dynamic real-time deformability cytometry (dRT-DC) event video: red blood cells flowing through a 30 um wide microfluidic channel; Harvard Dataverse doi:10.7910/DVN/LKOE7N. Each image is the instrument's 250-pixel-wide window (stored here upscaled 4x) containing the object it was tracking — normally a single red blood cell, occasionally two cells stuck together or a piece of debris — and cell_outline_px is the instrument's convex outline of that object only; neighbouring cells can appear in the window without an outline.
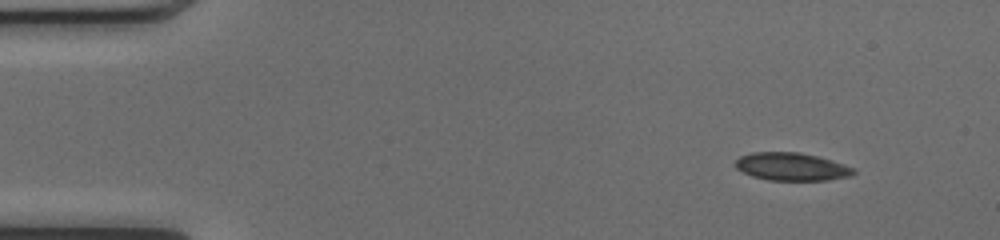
{"species": "common noctule bat (a hibernating species)", "species_latin": "Nyctalus noctula", "temperature_condition": "cold", "stored_images_in_passage": 46, "camera_frame_rate_fps": 3000, "um_per_image_px": 0.085, "animal": {"sex": "female", "body_mass_g": 17.0, "forearm_length_mm": 48.0}, "frame": {"image": 1, "passage_image": 1, "time_ms": 0.0, "image_size_px": [1000, 240], "cell_outline_px": [[856, 172], [852, 176], [828, 180], [768, 180], [752, 176], [736, 168], [736, 160], [740, 156], [752, 152], [800, 152], [832, 160], [844, 164], [852, 168]], "centroid_in_image_um": [67.3, 14.16], "position_along_channel_um": 17.7, "area_um2": 19.13}}
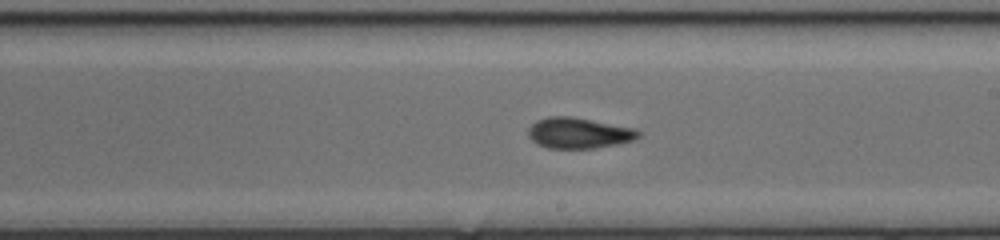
{"frame": {"image": 2, "passage_image": 25, "time_ms": 8.0, "image_size_px": [1000, 240], "cell_outline_px": [[640, 136], [636, 140], [596, 148], [548, 148], [532, 140], [528, 136], [528, 128], [536, 120], [548, 116], [572, 116], [636, 128], [640, 132]], "centroid_in_image_um": [49.22, 11.29], "position_along_channel_um": 239.8, "area_um2": 19.88}}
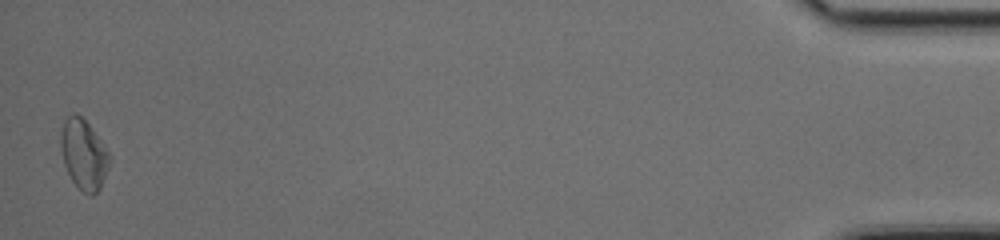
{"frame": {"image": 3, "passage_image": 46, "time_ms": 15.0, "image_size_px": [1000, 240], "cell_outline_px": [[108, 168], [100, 188], [92, 196], [88, 196], [72, 180], [64, 164], [60, 148], [60, 136], [64, 120], [72, 112], [76, 112], [88, 124], [100, 140], [108, 152]], "centroid_in_image_um": [7.08, 13.11], "position_along_channel_um": 428.1, "area_um2": 19.48}, "authors_computed_cell_mechanics": {"area_um2": 19.363, "velocity_mm_per_s": 4.0688, "shape_relaxation_time_tau1_ms": 4.773, "shape_relaxation_time_tau2_ms": 2.9692, "deformation_change_tau1": 0.1404, "deformation_change_tau2": 0.1056}}